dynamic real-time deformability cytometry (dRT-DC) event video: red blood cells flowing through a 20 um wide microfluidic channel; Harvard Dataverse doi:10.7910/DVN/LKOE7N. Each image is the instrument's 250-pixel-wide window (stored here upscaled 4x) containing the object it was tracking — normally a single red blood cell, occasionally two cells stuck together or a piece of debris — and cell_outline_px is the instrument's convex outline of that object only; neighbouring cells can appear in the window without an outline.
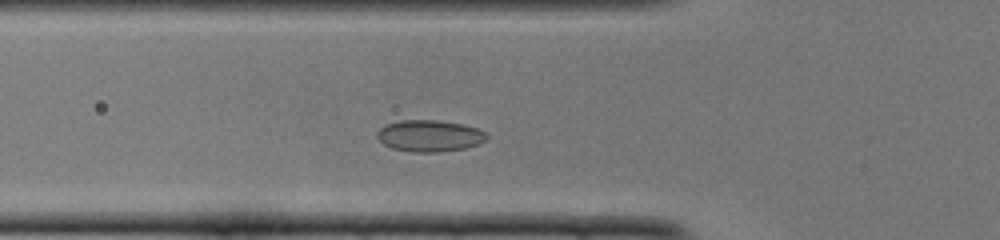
{"species": "common noctule bat (a hibernating species)", "species_latin": "Nyctalus noctula", "temperature_condition": "cold", "stored_images_in_passage": 38, "camera_frame_rate_fps": 3000, "um_per_image_px": 0.085, "animal": {"sex": "female", "body_mass_g": 22.0, "forearm_length_mm": 56.7}, "frame": {"image": 1, "passage_image": 4, "time_ms": 1.0, "image_size_px": [1000, 240], "cell_outline_px": [[488, 136], [484, 140], [476, 144], [464, 148], [440, 152], [412, 152], [392, 148], [384, 144], [376, 136], [376, 132], [384, 124], [400, 120], [436, 120], [464, 124], [476, 128], [484, 132]], "centroid_in_image_um": [36.46, 11.54], "position_along_channel_um": 89.3, "area_um2": 20.11}}
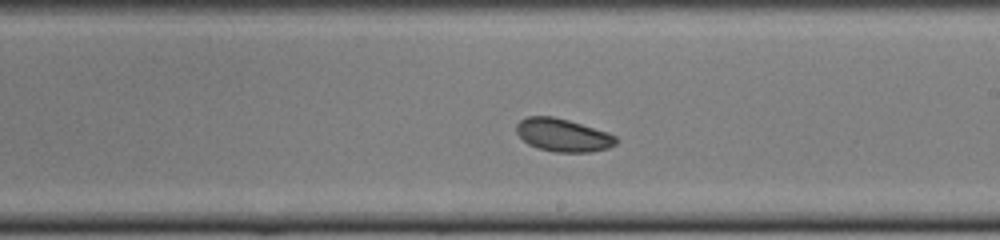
{"frame": {"image": 2, "passage_image": 16, "time_ms": 5.0, "image_size_px": [1000, 240], "cell_outline_px": [[620, 140], [616, 144], [608, 148], [588, 152], [556, 152], [540, 148], [528, 144], [516, 132], [516, 124], [520, 120], [528, 116], [552, 116], [568, 120], [608, 132], [616, 136]], "centroid_in_image_um": [47.87, 11.48], "position_along_channel_um": 241.1, "area_um2": 19.07}}
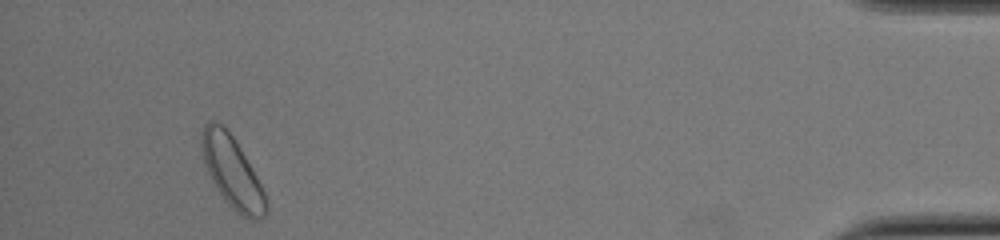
{"frame": {"image": 3, "passage_image": 35, "time_ms": 11.333, "image_size_px": [1000, 240], "cell_outline_px": [[268, 208], [264, 216], [252, 220], [248, 220], [240, 216], [224, 200], [212, 180], [204, 164], [200, 144], [200, 140], [204, 124], [208, 120], [216, 120], [232, 136], [240, 148], [252, 168], [264, 192]], "centroid_in_image_um": [19.71, 14.63], "position_along_channel_um": 415.5, "area_um2": 26.53}, "authors_computed_cell_mechanics": {"area_um2": 19.8254, "velocity_mm_per_s": 3.8107, "shape_relaxation_time_tau1_ms": null, "shape_relaxation_time_tau2_ms": 6.6649, "deformation_change_tau1": null, "deformation_change_tau2": 0.0821}}